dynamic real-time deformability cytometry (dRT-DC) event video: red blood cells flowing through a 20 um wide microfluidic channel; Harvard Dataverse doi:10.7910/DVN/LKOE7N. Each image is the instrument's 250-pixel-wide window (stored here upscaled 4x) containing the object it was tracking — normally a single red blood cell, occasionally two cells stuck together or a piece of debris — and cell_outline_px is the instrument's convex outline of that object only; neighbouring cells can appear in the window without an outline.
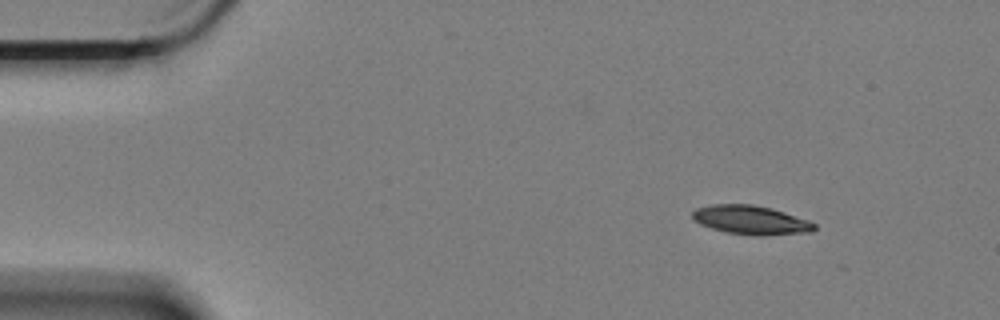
{"species": "Egyptian fruit bat (a non-hibernating species)", "species_latin": "Rousettus aegyptiacus", "temperature_condition": "cold", "stored_images_in_passage": 6, "camera_frame_rate_fps": 3000, "um_per_image_px": 0.085, "animal": {"sex": "female"}, "frame": {"image": 1, "passage_image": 3, "time_ms": 0.667, "image_size_px": [1000, 320], "cell_outline_px": [[816, 228], [812, 232], [728, 232], [712, 228], [700, 224], [692, 216], [692, 212], [696, 208], [712, 204], [752, 204], [772, 208], [808, 220], [816, 224]], "centroid_in_image_um": [63.77, 18.62], "position_along_channel_um": 21.2, "area_um2": 19.25}}
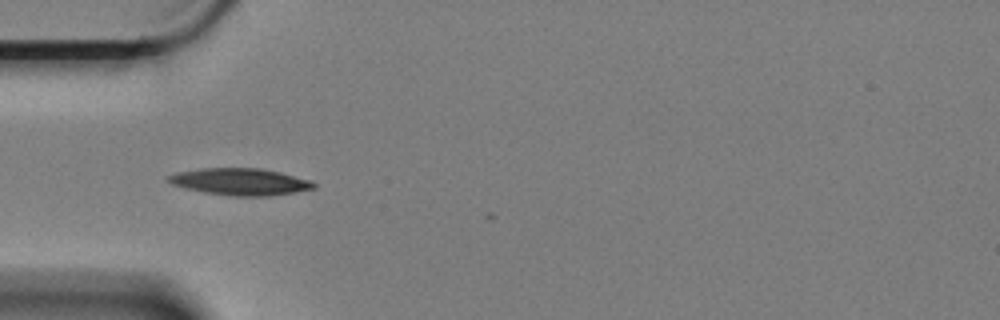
{"frame": {"image": 2, "passage_image": 6, "time_ms": 1.667, "image_size_px": [1000, 320], "cell_outline_px": [[316, 188], [296, 192], [268, 196], [228, 196], [204, 192], [184, 188], [172, 184], [164, 180], [168, 176], [176, 172], [200, 168], [260, 168], [280, 172], [308, 180], [316, 184]], "centroid_in_image_um": [20.37, 15.45], "position_along_channel_um": 64.6, "area_um2": 22.89}}